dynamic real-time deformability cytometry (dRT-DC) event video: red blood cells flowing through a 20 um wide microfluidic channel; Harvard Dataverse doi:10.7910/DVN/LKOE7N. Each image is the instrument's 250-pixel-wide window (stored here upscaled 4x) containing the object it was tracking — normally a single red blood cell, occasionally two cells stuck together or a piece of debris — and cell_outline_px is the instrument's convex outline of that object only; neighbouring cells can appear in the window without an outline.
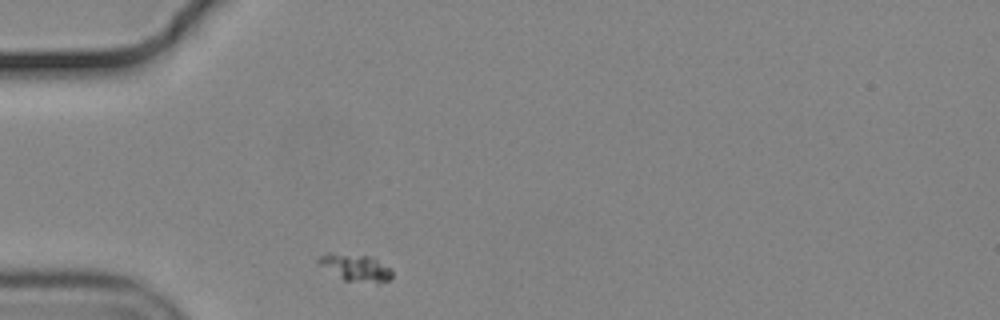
{"species": "common noctule bat (a hibernating species)", "species_latin": "Nyctalus noctula", "temperature_condition": "cold", "stored_images_in_passage": 31, "camera_frame_rate_fps": 3000, "um_per_image_px": 0.085, "animal": {"sex": "male", "body_mass_g": 19.2, "forearm_length_mm": 51.8}, "frame": {"image": 1, "passage_image": 1, "time_ms": 0.0, "image_size_px": [1000, 320], "cell_outline_px": [[392, 276], [388, 280], [380, 284], [344, 280], [316, 264], [316, 260], [320, 256], [368, 256], [392, 268]], "centroid_in_image_um": [30.29, 22.83], "position_along_channel_um": 54.7, "area_um2": 11.04}}
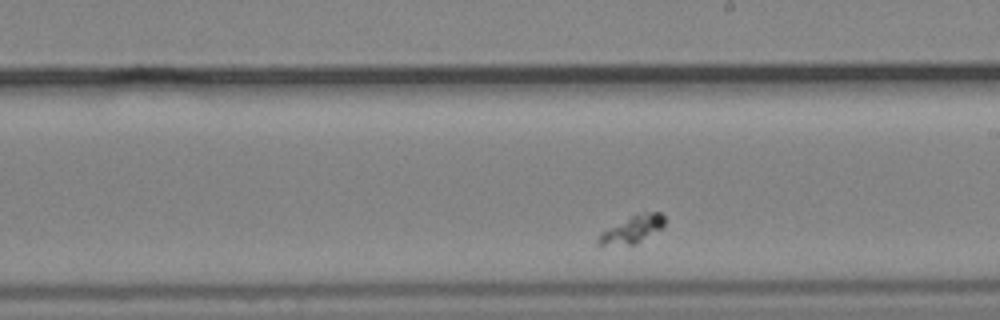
{"frame": {"image": 2, "passage_image": 18, "time_ms": 5.667, "image_size_px": [1000, 320], "cell_outline_px": [[664, 228], [636, 244], [600, 248], [596, 244], [596, 240], [600, 232], [632, 216], [648, 212], [660, 212], [664, 216]], "centroid_in_image_um": [53.68, 19.57], "position_along_channel_um": 235.3, "area_um2": 10.92}}
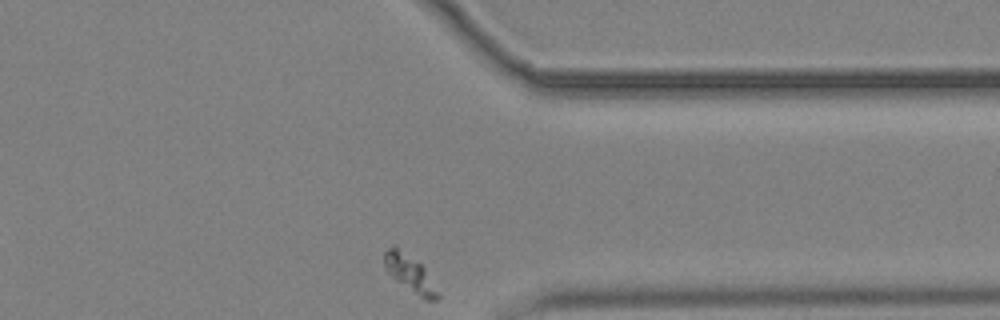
{"frame": {"image": 3, "passage_image": 31, "time_ms": 10.0, "image_size_px": [1000, 320], "cell_outline_px": [[440, 296], [436, 300], [424, 300], [396, 280], [384, 268], [384, 252], [392, 244], [396, 244], [420, 264], [424, 268]], "centroid_in_image_um": [34.79, 23.21], "position_along_channel_um": 376.6, "area_um2": 11.33}}